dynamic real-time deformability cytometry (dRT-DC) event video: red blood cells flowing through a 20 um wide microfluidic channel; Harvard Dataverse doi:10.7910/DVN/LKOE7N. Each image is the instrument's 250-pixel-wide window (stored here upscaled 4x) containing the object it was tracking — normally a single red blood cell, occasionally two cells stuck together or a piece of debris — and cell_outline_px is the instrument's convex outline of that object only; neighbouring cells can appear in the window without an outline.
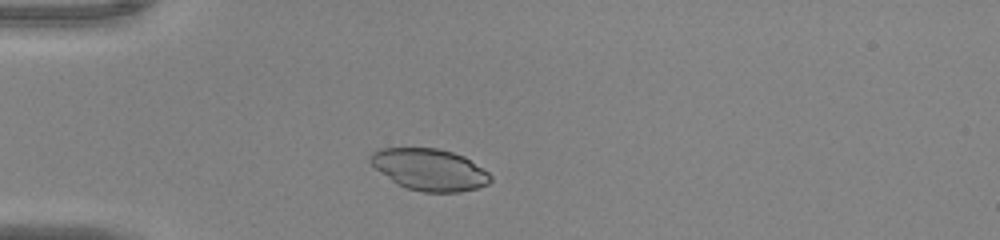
{"species": "common noctule bat (a hibernating species)", "species_latin": "Nyctalus noctula", "temperature_condition": "warm", "stored_images_in_passage": 42, "camera_frame_rate_fps": 3000, "um_per_image_px": 0.085, "animal": {"sex": "male", "body_mass_g": 20.0, "forearm_length_mm": 53.3}, "frame": {"image": 1, "passage_image": 6, "time_ms": 1.667, "image_size_px": [1000, 240], "cell_outline_px": [[492, 180], [488, 184], [476, 188], [460, 192], [424, 192], [408, 188], [396, 184], [376, 168], [368, 160], [368, 156], [372, 152], [380, 148], [436, 148], [452, 152], [464, 156], [488, 172], [492, 176]], "centroid_in_image_um": [36.5, 14.41], "position_along_channel_um": 48.5, "area_um2": 29.13}}
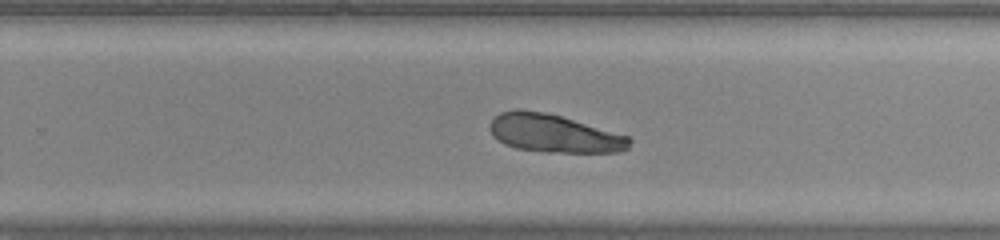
{"frame": {"image": 2, "passage_image": 25, "time_ms": 8.0, "image_size_px": [1000, 240], "cell_outline_px": [[632, 140], [628, 148], [620, 152], [544, 152], [516, 148], [504, 144], [492, 136], [488, 128], [488, 124], [500, 112], [516, 108], [520, 108], [544, 112], [560, 116], [632, 136]], "centroid_in_image_um": [47.08, 11.33], "position_along_channel_um": 282.7, "area_um2": 31.39}}
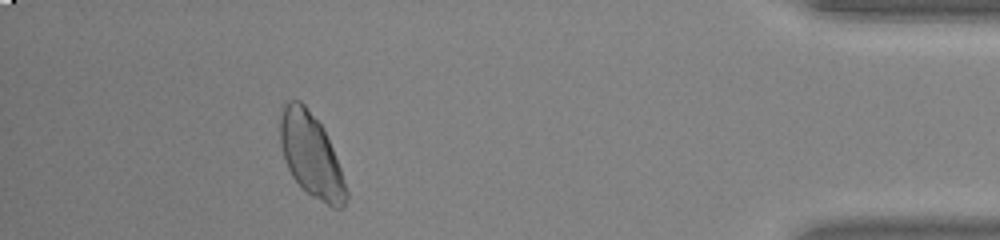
{"frame": {"image": 3, "passage_image": 38, "time_ms": 12.333, "image_size_px": [1000, 240], "cell_outline_px": [[348, 196], [344, 208], [332, 208], [312, 196], [292, 176], [284, 160], [280, 144], [280, 108], [288, 100], [300, 100], [304, 104], [324, 128], [340, 168], [348, 192]], "centroid_in_image_um": [26.43, 13.18], "position_along_channel_um": 408.8, "area_um2": 32.14}}